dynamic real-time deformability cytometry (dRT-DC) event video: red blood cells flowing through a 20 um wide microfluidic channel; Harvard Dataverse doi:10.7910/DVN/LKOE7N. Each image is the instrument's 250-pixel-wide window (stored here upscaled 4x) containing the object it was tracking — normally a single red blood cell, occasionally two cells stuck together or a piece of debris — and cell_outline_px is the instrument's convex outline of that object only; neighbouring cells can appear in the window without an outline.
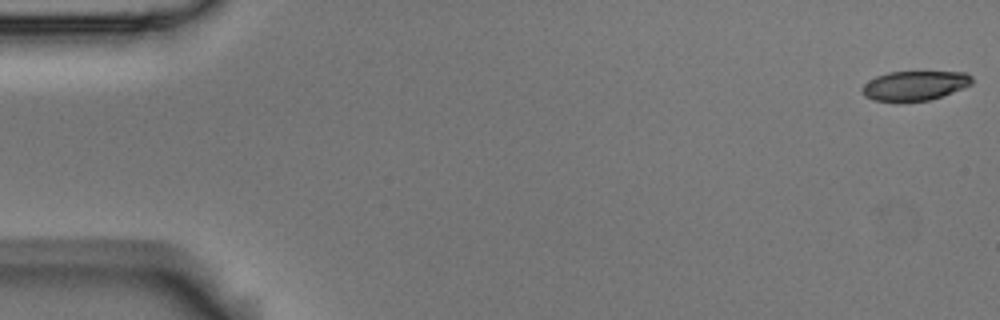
{"species": "Egyptian fruit bat (a non-hibernating species)", "species_latin": "Rousettus aegyptiacus", "temperature_condition": "room temperature", "stored_images_in_passage": 5, "camera_frame_rate_fps": 3000, "um_per_image_px": 0.085, "animal": {"sex": "male"}, "frame": {"image": 1, "passage_image": 1, "time_ms": 0.0, "image_size_px": [1000, 320], "cell_outline_px": [[972, 84], [952, 92], [928, 100], [900, 104], [872, 100], [864, 96], [860, 88], [868, 80], [876, 76], [888, 72], [964, 72], [972, 76]], "centroid_in_image_um": [77.67, 7.31], "position_along_channel_um": 7.3, "area_um2": 19.36}}
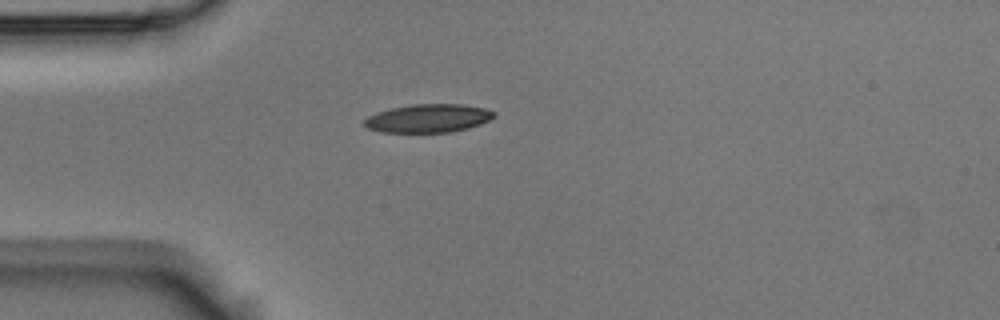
{"frame": {"image": 2, "passage_image": 5, "time_ms": 1.333, "image_size_px": [1000, 320], "cell_outline_px": [[496, 116], [480, 124], [468, 128], [452, 132], [380, 132], [368, 128], [364, 124], [364, 120], [368, 116], [376, 112], [392, 108], [412, 104], [460, 104], [484, 108], [496, 112]], "centroid_in_image_um": [36.4, 10.05], "position_along_channel_um": 48.6, "area_um2": 21.39}}